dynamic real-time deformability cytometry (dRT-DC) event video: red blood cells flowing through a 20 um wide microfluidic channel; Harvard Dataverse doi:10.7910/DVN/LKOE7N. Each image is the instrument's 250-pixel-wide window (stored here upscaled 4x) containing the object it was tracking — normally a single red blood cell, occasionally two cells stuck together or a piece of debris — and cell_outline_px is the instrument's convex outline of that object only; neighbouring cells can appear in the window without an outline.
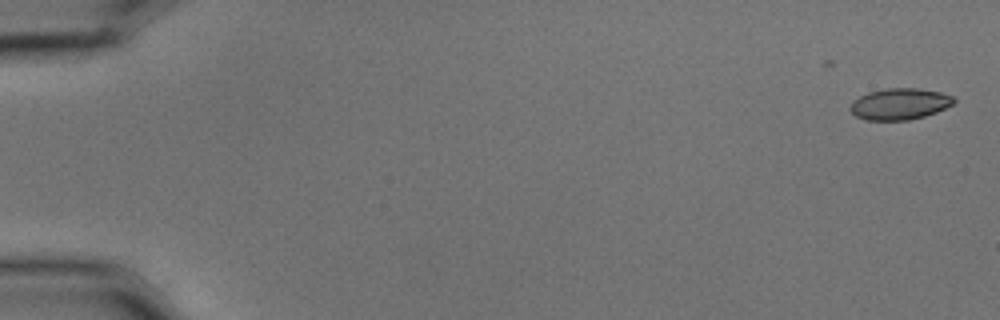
{"species": "common noctule bat (a hibernating species)", "species_latin": "Nyctalus noctula", "temperature_condition": "cold", "stored_images_in_passage": 18, "camera_frame_rate_fps": 3000, "um_per_image_px": 0.085, "animal": {"sex": "male", "body_mass_g": 15.6}, "frame": {"image": 1, "passage_image": 1, "time_ms": 0.0, "image_size_px": [1000, 320], "cell_outline_px": [[956, 100], [952, 104], [936, 112], [924, 116], [908, 120], [868, 120], [856, 116], [848, 108], [852, 100], [868, 92], [884, 88], [920, 88], [940, 92], [952, 96]], "centroid_in_image_um": [76.44, 8.83], "position_along_channel_um": 8.6, "area_um2": 18.96}}
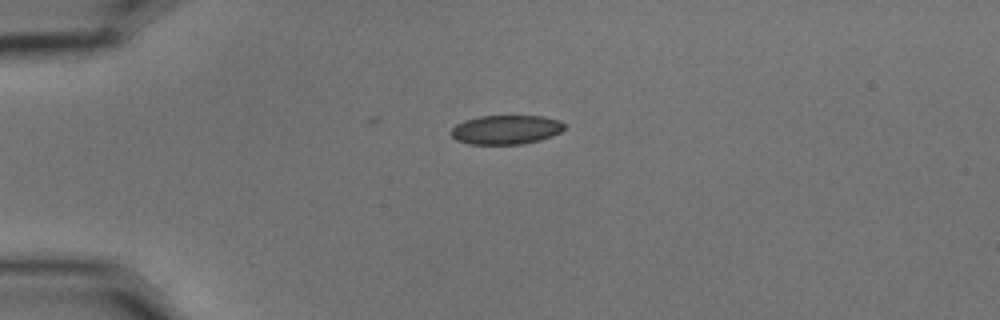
{"frame": {"image": 2, "passage_image": 14, "time_ms": 4.333, "image_size_px": [1000, 320], "cell_outline_px": [[564, 128], [560, 132], [552, 136], [540, 140], [524, 144], [468, 144], [456, 140], [452, 136], [452, 128], [456, 124], [464, 120], [480, 116], [544, 116], [560, 120], [564, 124]], "centroid_in_image_um": [43.02, 11.02], "position_along_channel_um": 42.0, "area_um2": 19.31}}